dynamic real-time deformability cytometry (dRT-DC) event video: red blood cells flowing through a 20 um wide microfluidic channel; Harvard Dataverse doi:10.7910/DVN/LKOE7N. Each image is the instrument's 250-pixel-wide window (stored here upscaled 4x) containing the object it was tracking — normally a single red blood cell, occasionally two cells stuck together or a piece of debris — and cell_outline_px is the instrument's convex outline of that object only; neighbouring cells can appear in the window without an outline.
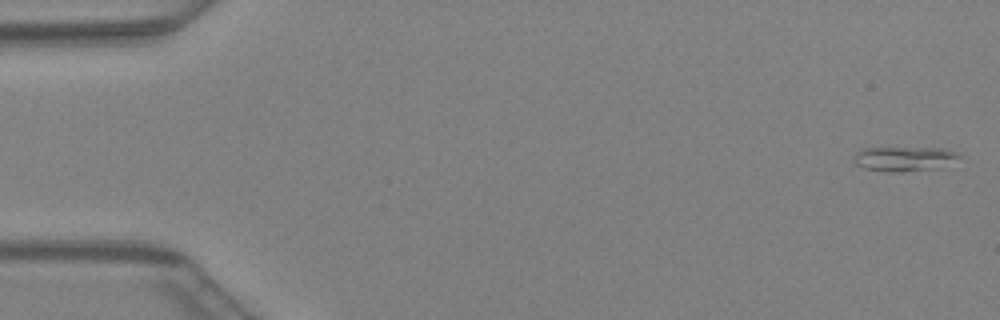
{"species": "Egyptian fruit bat (a non-hibernating species)", "species_latin": "Rousettus aegyptiacus", "temperature_condition": "warm", "stored_images_in_passage": 46, "camera_frame_rate_fps": 3000, "um_per_image_px": 0.085, "animal": {"sex": "female"}, "frame": {"image": 1, "passage_image": 1, "time_ms": 0.0, "image_size_px": [1000, 320], "cell_outline_px": [[960, 156], [944, 168], [900, 172], [888, 172], [864, 168], [856, 164], [852, 160], [852, 156], [860, 148], [944, 148], [956, 152]], "centroid_in_image_um": [76.83, 13.5], "position_along_channel_um": 8.2, "area_um2": 15.37}}
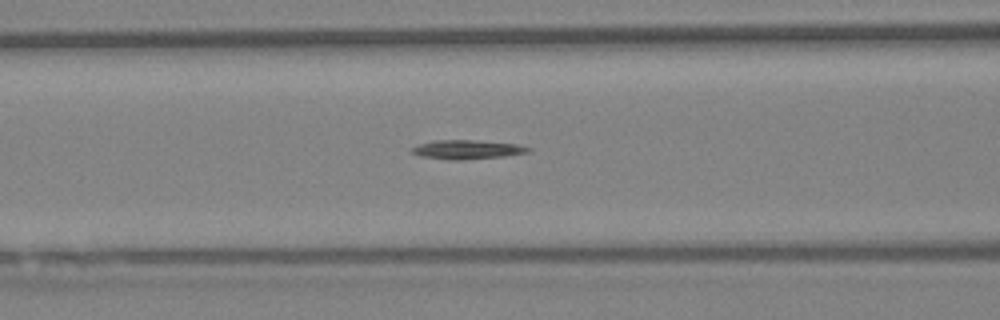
{"frame": {"image": 2, "passage_image": 19, "time_ms": 6.0, "image_size_px": [1000, 320], "cell_outline_px": [[532, 148], [528, 152], [504, 156], [460, 160], [448, 160], [420, 156], [412, 152], [412, 148], [420, 144], [432, 140], [476, 140], [516, 144]], "centroid_in_image_um": [39.69, 12.71], "position_along_channel_um": 126.9, "area_um2": 12.83}}
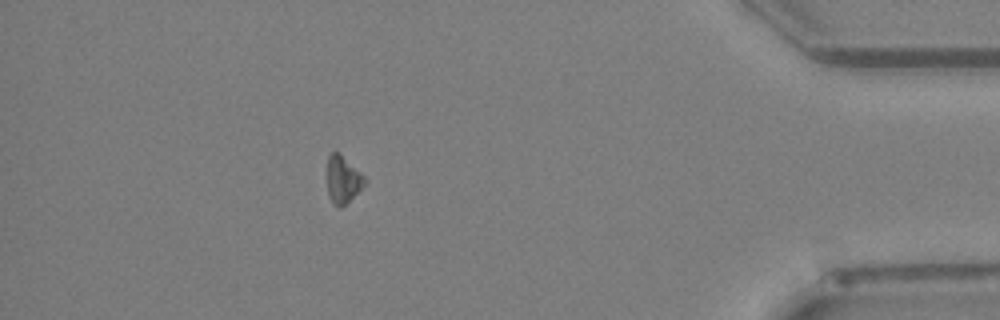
{"frame": {"image": 3, "passage_image": 41, "time_ms": 13.333, "image_size_px": [1000, 320], "cell_outline_px": [[364, 184], [340, 208], [336, 208], [332, 204], [328, 196], [324, 176], [324, 172], [328, 156], [332, 152], [340, 152], [364, 176]], "centroid_in_image_um": [29.02, 15.23], "position_along_channel_um": 406.2, "area_um2": 10.69}}